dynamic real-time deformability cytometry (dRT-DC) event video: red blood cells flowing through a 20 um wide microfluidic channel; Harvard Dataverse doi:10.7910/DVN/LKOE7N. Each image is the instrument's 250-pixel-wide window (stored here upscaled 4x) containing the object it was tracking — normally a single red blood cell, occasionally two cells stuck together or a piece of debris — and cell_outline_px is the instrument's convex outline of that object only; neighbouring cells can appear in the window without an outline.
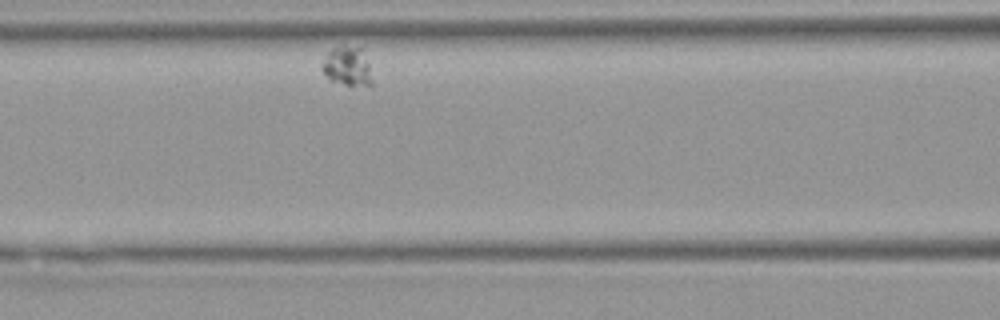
{"species": "Egyptian fruit bat (a non-hibernating species)", "species_latin": "Rousettus aegyptiacus", "temperature_condition": "warm", "stored_images_in_passage": 3, "camera_frame_rate_fps": 3000, "um_per_image_px": 0.085, "animal": {"sex": "female"}, "frame": {"image": 1, "passage_image": 3, "time_ms": 2.667, "image_size_px": [1000, 320], "cell_outline_px": [[372, 84], [344, 84], [332, 80], [320, 68], [328, 52], [332, 48], [360, 48], [368, 64], [372, 80]], "centroid_in_image_um": [29.5, 5.65], "position_along_channel_um": 137.1, "area_um2": 10.58}}